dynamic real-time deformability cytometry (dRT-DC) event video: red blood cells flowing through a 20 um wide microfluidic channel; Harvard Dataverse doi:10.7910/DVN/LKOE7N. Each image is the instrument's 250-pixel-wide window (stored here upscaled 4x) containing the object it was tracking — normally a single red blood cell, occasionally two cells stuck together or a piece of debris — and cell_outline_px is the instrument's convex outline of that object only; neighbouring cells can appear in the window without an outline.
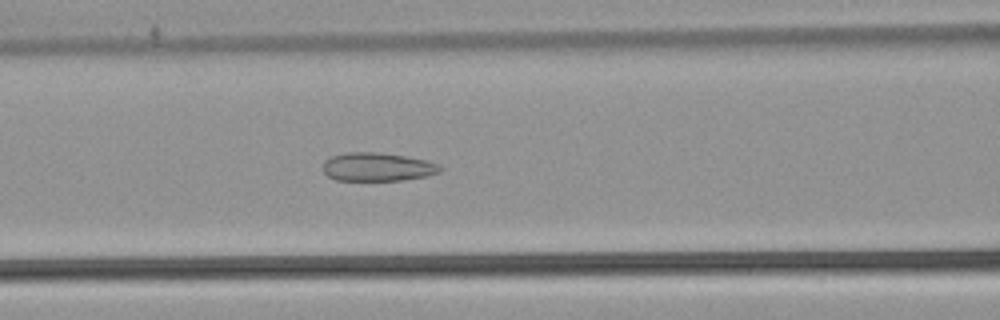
{"species": "common noctule bat (a hibernating species)", "species_latin": "Nyctalus noctula", "temperature_condition": "warm", "stored_images_in_passage": 47, "camera_frame_rate_fps": 3000, "um_per_image_px": 0.085, "animal": {"sex": "male", "body_mass_g": 21.5, "forearm_length_mm": 52.0}, "frame": {"image": 1, "passage_image": 22, "time_ms": 7.0, "image_size_px": [1000, 320], "cell_outline_px": [[444, 168], [440, 172], [428, 176], [404, 180], [336, 180], [328, 176], [324, 172], [324, 160], [332, 156], [344, 152], [380, 152], [404, 156], [424, 160], [440, 164]], "centroid_in_image_um": [32.11, 14.18], "position_along_channel_um": 134.5, "area_um2": 19.54}}
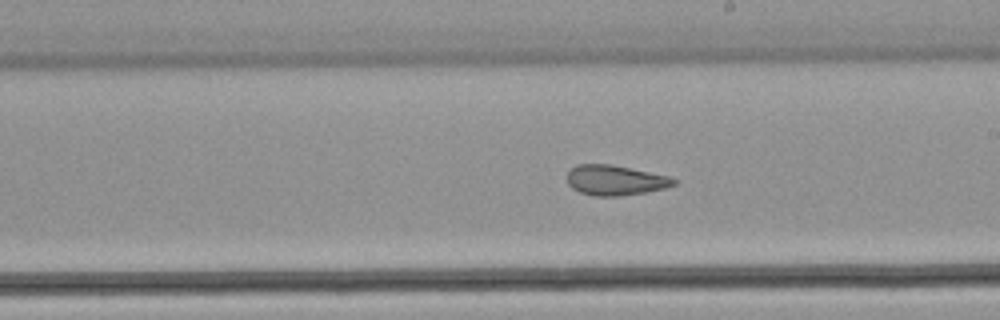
{"frame": {"image": 2, "passage_image": 30, "time_ms": 9.667, "image_size_px": [1000, 320], "cell_outline_px": [[676, 184], [664, 188], [644, 192], [620, 196], [592, 196], [580, 192], [572, 188], [568, 184], [568, 172], [576, 164], [612, 164], [668, 176], [676, 180]], "centroid_in_image_um": [52.26, 15.32], "position_along_channel_um": 236.7, "area_um2": 18.61}}
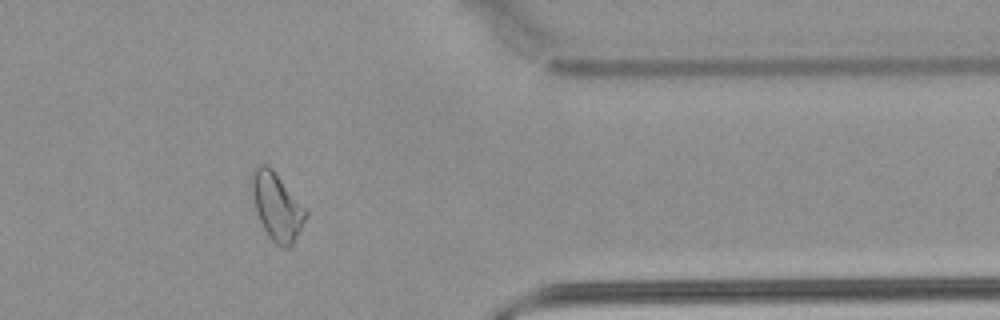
{"frame": {"image": 3, "passage_image": 43, "time_ms": 14.0, "image_size_px": [1000, 320], "cell_outline_px": [[308, 216], [292, 244], [288, 248], [284, 248], [276, 244], [268, 236], [256, 212], [248, 184], [248, 180], [256, 164], [268, 164], [272, 168], [308, 212]], "centroid_in_image_um": [23.48, 17.5], "position_along_channel_um": 387.9, "area_um2": 21.44}, "authors_computed_cell_mechanics": {"area_um2": 21.2704, "velocity_mm_per_s": 3.8528, "shape_relaxation_time_tau1_ms": null, "shape_relaxation_time_tau2_ms": 1.971, "deformation_change_tau1": null, "deformation_change_tau2": 0.0815}}